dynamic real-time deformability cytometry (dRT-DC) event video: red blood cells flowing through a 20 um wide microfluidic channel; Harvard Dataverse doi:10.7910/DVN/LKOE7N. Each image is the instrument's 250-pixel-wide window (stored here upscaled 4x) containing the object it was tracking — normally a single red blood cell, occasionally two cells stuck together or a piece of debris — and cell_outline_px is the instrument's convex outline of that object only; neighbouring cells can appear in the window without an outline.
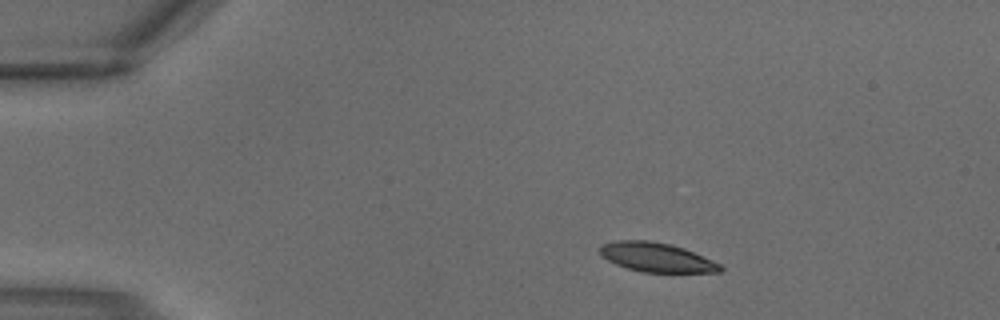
{"species": "common noctule bat (a hibernating species)", "species_latin": "Nyctalus noctula", "temperature_condition": "warm", "stored_images_in_passage": 2, "camera_frame_rate_fps": 3000, "um_per_image_px": 0.085, "animal": {"sex": "male", "body_mass_g": 18.8}, "frame": {"image": 1, "passage_image": 1, "time_ms": 0.0, "image_size_px": [1000, 320], "cell_outline_px": [[724, 268], [720, 272], [644, 272], [628, 268], [616, 264], [600, 256], [600, 244], [616, 240], [648, 240], [672, 244], [684, 248], [712, 260], [720, 264]], "centroid_in_image_um": [55.78, 21.86], "position_along_channel_um": 29.2, "area_um2": 20.52}}